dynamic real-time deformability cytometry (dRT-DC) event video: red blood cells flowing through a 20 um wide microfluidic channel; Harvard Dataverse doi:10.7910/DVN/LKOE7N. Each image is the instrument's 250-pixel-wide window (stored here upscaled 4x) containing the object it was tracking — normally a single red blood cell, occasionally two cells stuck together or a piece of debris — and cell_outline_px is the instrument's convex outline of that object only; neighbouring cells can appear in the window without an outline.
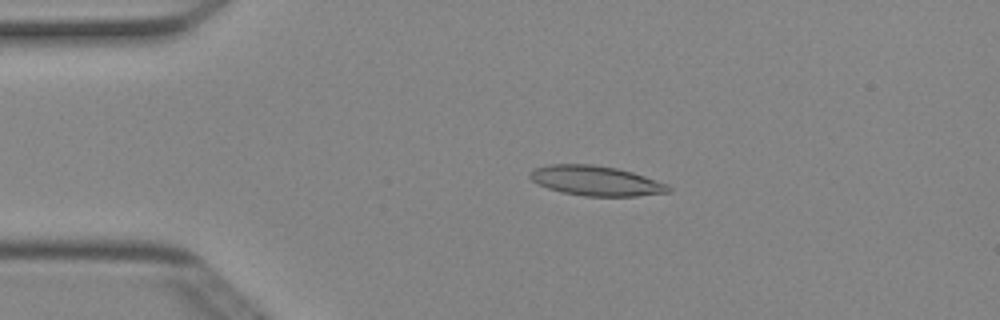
{"species": "Egyptian fruit bat (a non-hibernating species)", "species_latin": "Rousettus aegyptiacus", "temperature_condition": "cold", "stored_images_in_passage": 51, "camera_frame_rate_fps": 3000, "um_per_image_px": 0.085, "animal": {"sex": "female"}, "frame": {"image": 1, "passage_image": 10, "time_ms": 3.0, "image_size_px": [1000, 320], "cell_outline_px": [[672, 188], [668, 192], [636, 196], [584, 196], [560, 192], [548, 188], [532, 180], [528, 176], [528, 172], [532, 168], [548, 164], [592, 164], [616, 168], [632, 172], [668, 184]], "centroid_in_image_um": [50.61, 15.36], "position_along_channel_um": 34.4, "area_um2": 24.16}}
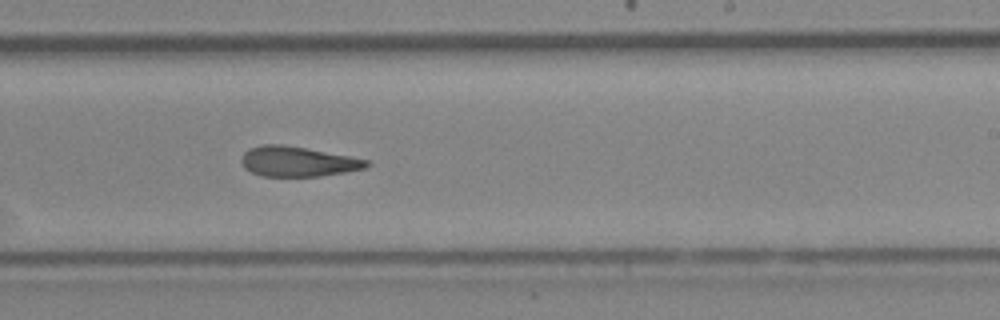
{"frame": {"image": 2, "passage_image": 30, "time_ms": 9.667, "image_size_px": [1000, 320], "cell_outline_px": [[372, 164], [368, 168], [320, 176], [260, 176], [244, 168], [240, 160], [240, 156], [248, 148], [260, 144], [280, 144], [304, 148], [348, 156], [368, 160]], "centroid_in_image_um": [25.27, 13.73], "position_along_channel_um": 263.7, "area_um2": 21.96}}
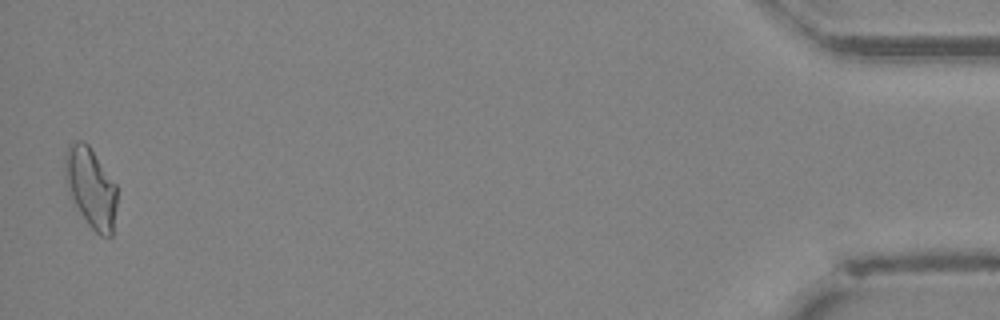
{"frame": {"image": 3, "passage_image": 49, "time_ms": 16.0, "image_size_px": [1000, 320], "cell_outline_px": [[116, 204], [112, 236], [100, 236], [88, 224], [80, 212], [68, 188], [64, 176], [64, 156], [68, 144], [76, 140], [84, 140], [88, 144], [116, 184]], "centroid_in_image_um": [7.71, 15.9], "position_along_channel_um": 427.5, "area_um2": 24.04}}